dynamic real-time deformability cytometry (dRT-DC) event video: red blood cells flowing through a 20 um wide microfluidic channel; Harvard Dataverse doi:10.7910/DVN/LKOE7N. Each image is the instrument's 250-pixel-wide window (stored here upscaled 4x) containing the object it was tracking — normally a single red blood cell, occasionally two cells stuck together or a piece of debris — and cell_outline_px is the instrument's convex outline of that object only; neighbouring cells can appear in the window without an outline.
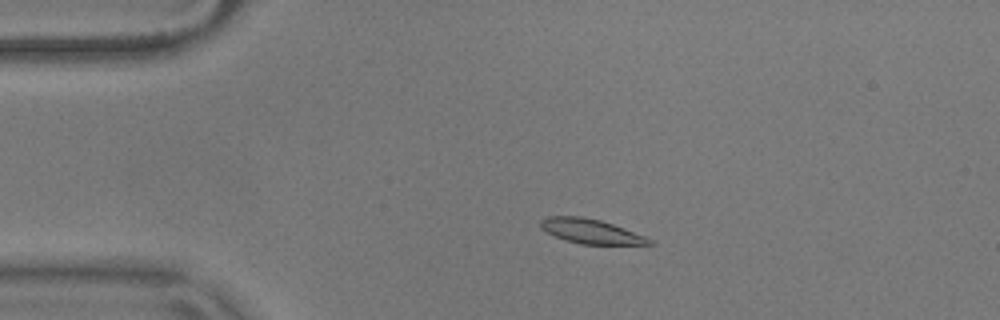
{"species": "common noctule bat (a hibernating species)", "species_latin": "Nyctalus noctula", "temperature_condition": "warm", "stored_images_in_passage": 54, "camera_frame_rate_fps": 3000, "um_per_image_px": 0.085, "animal": {"sex": "male", "body_mass_g": 17.9}, "frame": {"image": 1, "passage_image": 10, "time_ms": 3.0, "image_size_px": [1000, 320], "cell_outline_px": [[652, 244], [580, 244], [556, 236], [540, 228], [540, 220], [548, 216], [580, 216], [600, 220], [612, 224], [644, 236], [652, 240]], "centroid_in_image_um": [50.18, 19.65], "position_along_channel_um": 34.8, "area_um2": 15.14}}
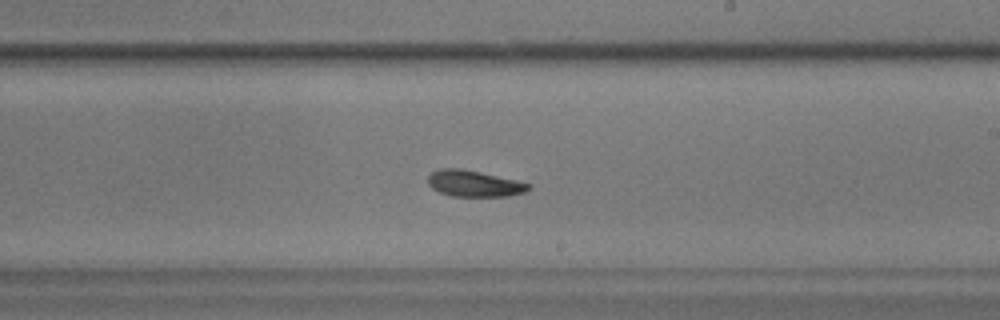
{"frame": {"image": 2, "passage_image": 31, "time_ms": 10.0, "image_size_px": [1000, 320], "cell_outline_px": [[532, 188], [524, 192], [508, 196], [452, 196], [440, 192], [432, 188], [428, 184], [428, 176], [432, 172], [440, 168], [460, 168], [480, 172], [516, 180], [532, 184]], "centroid_in_image_um": [40.31, 15.6], "position_along_channel_um": 248.7, "area_um2": 15.37}}
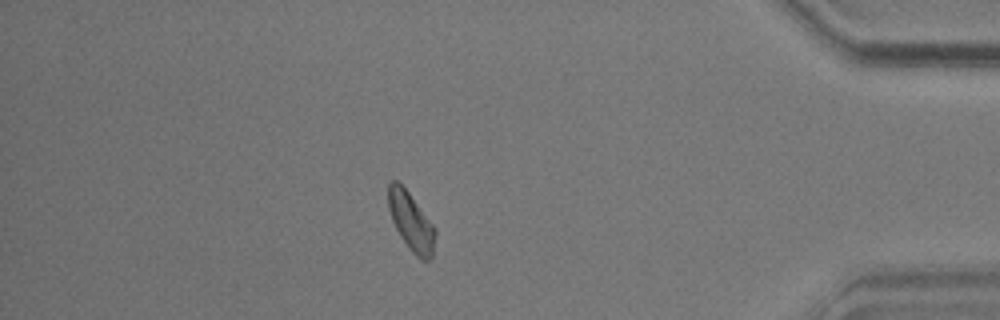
{"frame": {"image": 3, "passage_image": 47, "time_ms": 15.333, "image_size_px": [1000, 320], "cell_outline_px": [[436, 232], [432, 260], [420, 260], [408, 248], [400, 236], [392, 220], [388, 208], [388, 184], [392, 180], [396, 180], [408, 192], [436, 228]], "centroid_in_image_um": [34.95, 18.87], "position_along_channel_um": 400.2, "area_um2": 15.95}, "authors_computed_cell_mechanics": {"area_um2": 16.0106, "velocity_mm_per_s": 3.5962, "shape_relaxation_time_tau1_ms": 3.2537, "shape_relaxation_time_tau2_ms": 3.4592, "deformation_change_tau1": 0.0933, "deformation_change_tau2": 0.0926}}